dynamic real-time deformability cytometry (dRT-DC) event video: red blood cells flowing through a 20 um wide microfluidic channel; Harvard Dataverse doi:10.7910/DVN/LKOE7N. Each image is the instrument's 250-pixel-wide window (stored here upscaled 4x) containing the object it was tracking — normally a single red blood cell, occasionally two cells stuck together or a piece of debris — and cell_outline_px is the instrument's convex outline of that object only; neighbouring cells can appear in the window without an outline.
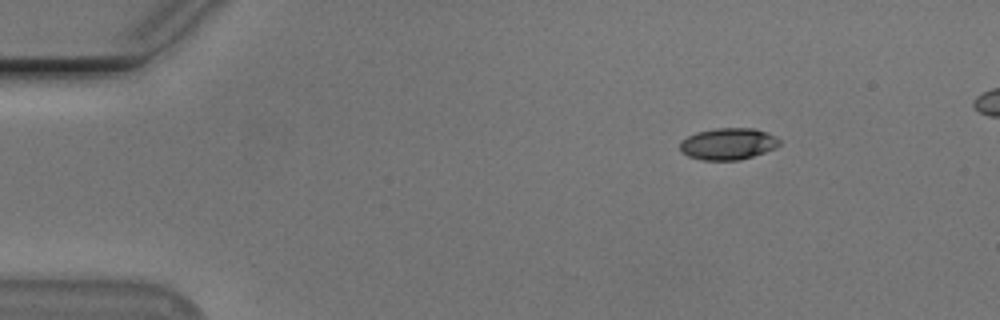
{"species": "Egyptian fruit bat (a non-hibernating species)", "species_latin": "Rousettus aegyptiacus", "temperature_condition": "cold", "stored_images_in_passage": 48, "camera_frame_rate_fps": 3000, "um_per_image_px": 0.085, "animal": {"sex": "male"}, "frame": {"image": 1, "passage_image": 3, "time_ms": 0.667, "image_size_px": [1000, 320], "cell_outline_px": [[780, 144], [776, 148], [740, 160], [700, 160], [688, 156], [680, 152], [680, 140], [696, 132], [716, 128], [752, 128], [764, 132], [780, 140]], "centroid_in_image_um": [61.83, 12.24], "position_along_channel_um": 23.2, "area_um2": 18.32}}
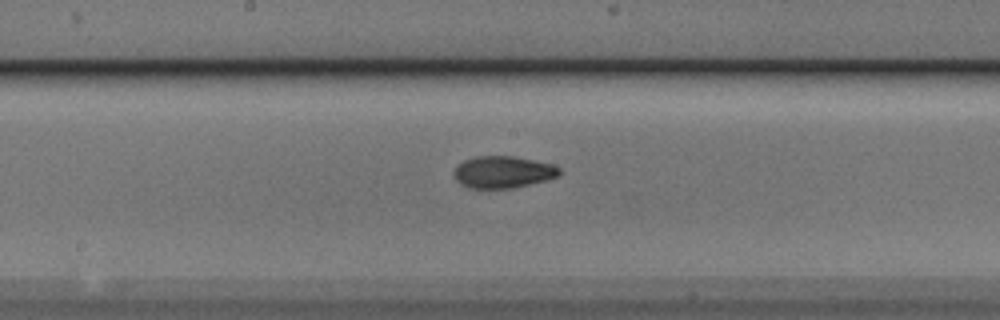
{"frame": {"image": 2, "passage_image": 24, "time_ms": 7.667, "image_size_px": [1000, 320], "cell_outline_px": [[560, 176], [512, 188], [468, 188], [460, 184], [456, 180], [452, 172], [464, 160], [476, 156], [512, 156], [552, 164], [560, 168]], "centroid_in_image_um": [42.73, 14.62], "position_along_channel_um": 205.5, "area_um2": 19.48}}
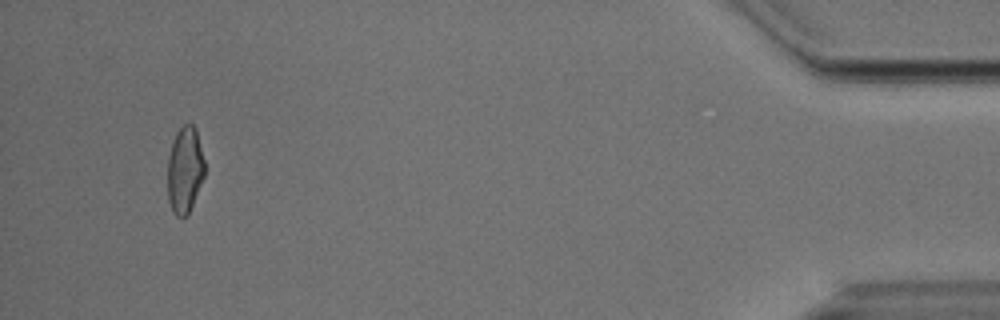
{"frame": {"image": 3, "passage_image": 47, "time_ms": 15.333, "image_size_px": [1000, 320], "cell_outline_px": [[204, 176], [192, 204], [188, 212], [184, 216], [176, 216], [172, 212], [168, 200], [168, 156], [172, 140], [176, 132], [184, 124], [192, 124], [196, 128], [204, 160]], "centroid_in_image_um": [15.69, 14.41], "position_along_channel_um": 419.5, "area_um2": 18.55}}